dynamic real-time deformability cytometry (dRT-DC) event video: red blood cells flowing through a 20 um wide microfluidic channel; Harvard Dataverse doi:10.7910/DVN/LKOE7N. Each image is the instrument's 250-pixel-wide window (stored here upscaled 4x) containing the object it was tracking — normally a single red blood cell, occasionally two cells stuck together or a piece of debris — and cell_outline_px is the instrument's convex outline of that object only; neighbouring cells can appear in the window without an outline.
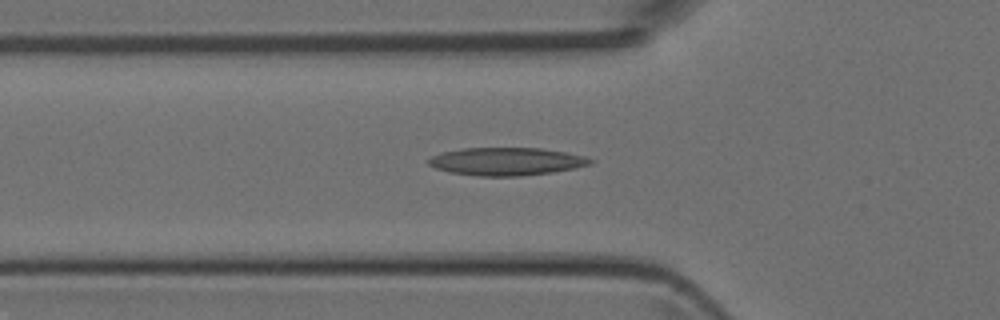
{"species": "Egyptian fruit bat (a non-hibernating species)", "species_latin": "Rousettus aegyptiacus", "temperature_condition": "room temperature", "stored_images_in_passage": 28, "camera_frame_rate_fps": 3000, "um_per_image_px": 0.085, "animal": {"sex": "female"}, "frame": {"image": 1, "passage_image": 6, "time_ms": 1.667, "image_size_px": [1000, 320], "cell_outline_px": [[596, 160], [592, 164], [576, 168], [552, 172], [520, 176], [476, 176], [448, 172], [436, 168], [428, 164], [428, 160], [432, 156], [444, 152], [464, 148], [540, 148], [564, 152], [584, 156]], "centroid_in_image_um": [43.07, 13.73], "position_along_channel_um": 82.7, "area_um2": 26.24}}
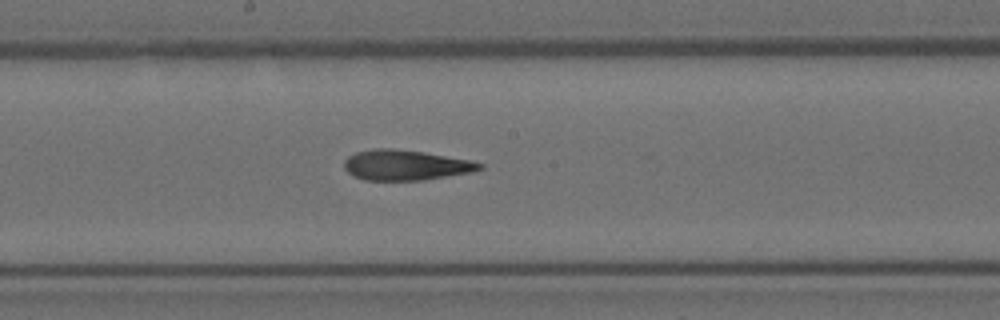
{"frame": {"image": 2, "passage_image": 15, "time_ms": 4.667, "image_size_px": [1000, 320], "cell_outline_px": [[484, 168], [476, 172], [424, 180], [364, 180], [352, 176], [344, 168], [344, 160], [348, 156], [356, 152], [372, 148], [392, 148], [424, 152], [468, 160], [484, 164]], "centroid_in_image_um": [34.48, 14.04], "position_along_channel_um": 213.7, "area_um2": 24.16}}
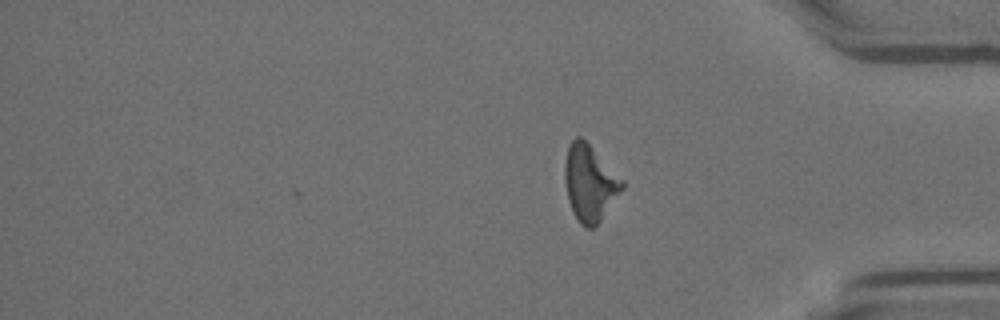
{"frame": {"image": 3, "passage_image": 28, "time_ms": 9.0, "image_size_px": [1000, 320], "cell_outline_px": [[624, 188], [600, 220], [592, 228], [584, 228], [580, 224], [572, 212], [568, 200], [564, 180], [564, 164], [568, 144], [576, 136], [580, 136], [624, 180]], "centroid_in_image_um": [50.1, 15.56], "position_along_channel_um": 385.1, "area_um2": 25.37}}